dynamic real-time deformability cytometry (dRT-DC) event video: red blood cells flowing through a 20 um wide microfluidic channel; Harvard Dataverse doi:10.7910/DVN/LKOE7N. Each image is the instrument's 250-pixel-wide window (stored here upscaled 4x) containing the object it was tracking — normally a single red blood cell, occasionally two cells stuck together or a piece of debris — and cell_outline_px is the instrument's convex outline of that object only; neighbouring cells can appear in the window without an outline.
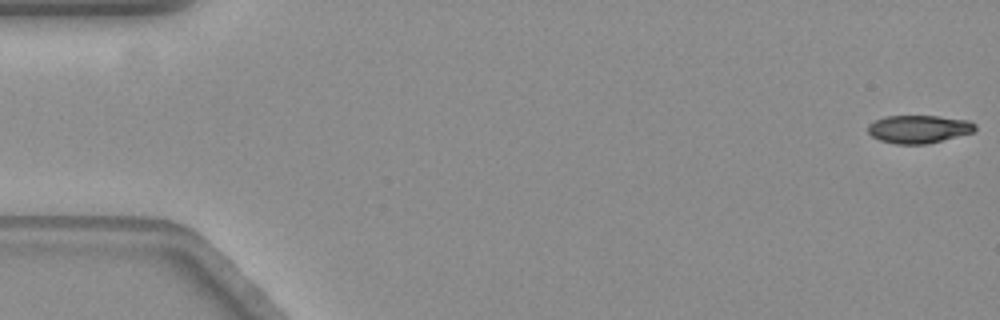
{"species": "common noctule bat (a hibernating species)", "species_latin": "Nyctalus noctula", "temperature_condition": "warm", "stored_images_in_passage": 52, "camera_frame_rate_fps": 3000, "um_per_image_px": 0.085, "animal": {"sex": "female", "body_mass_g": 19.3, "forearm_length_mm": 54.1}, "frame": {"image": 1, "passage_image": 1, "time_ms": 0.0, "image_size_px": [1000, 320], "cell_outline_px": [[976, 128], [972, 132], [928, 144], [896, 144], [880, 140], [872, 136], [868, 132], [868, 124], [876, 120], [888, 116], [936, 116], [968, 120], [976, 124]], "centroid_in_image_um": [78.09, 10.97], "position_along_channel_um": 6.9, "area_um2": 17.34}}
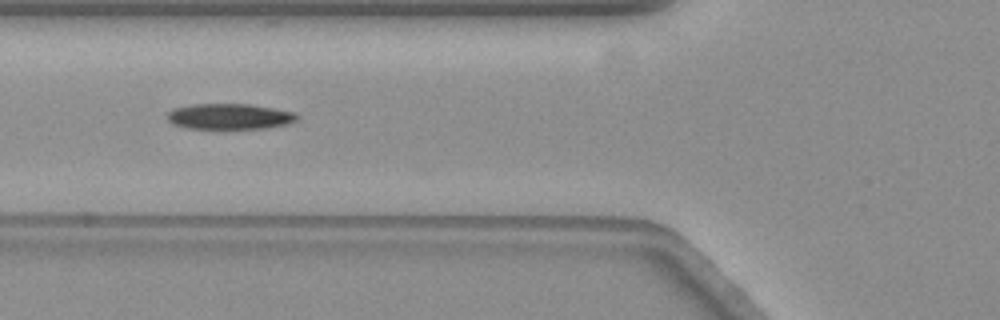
{"frame": {"image": 2, "passage_image": 22, "time_ms": 7.0, "image_size_px": [1000, 320], "cell_outline_px": [[296, 120], [284, 124], [264, 128], [188, 128], [172, 124], [168, 120], [168, 112], [172, 108], [192, 104], [248, 104], [272, 108], [292, 112], [296, 116]], "centroid_in_image_um": [19.42, 9.89], "position_along_channel_um": 106.4, "area_um2": 19.02}}
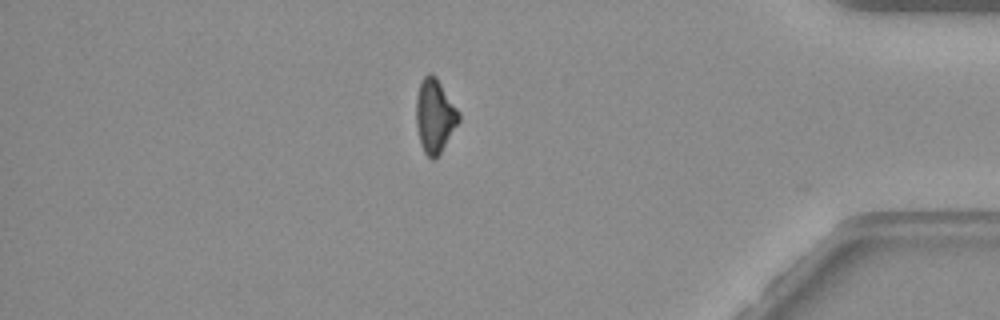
{"frame": {"image": 3, "passage_image": 50, "time_ms": 16.333, "image_size_px": [1000, 320], "cell_outline_px": [[460, 120], [440, 152], [432, 160], [424, 152], [420, 144], [416, 124], [416, 96], [420, 80], [428, 72], [432, 72], [436, 76], [460, 112]], "centroid_in_image_um": [36.94, 9.79], "position_along_channel_um": 398.3, "area_um2": 18.38}, "authors_computed_cell_mechanics": {"area_um2": 19.0451, "velocity_mm_per_s": 3.5373, "shape_relaxation_time_tau1_ms": 4.8559, "shape_relaxation_time_tau2_ms": null, "deformation_change_tau1": 0.1404, "deformation_change_tau2": null}}